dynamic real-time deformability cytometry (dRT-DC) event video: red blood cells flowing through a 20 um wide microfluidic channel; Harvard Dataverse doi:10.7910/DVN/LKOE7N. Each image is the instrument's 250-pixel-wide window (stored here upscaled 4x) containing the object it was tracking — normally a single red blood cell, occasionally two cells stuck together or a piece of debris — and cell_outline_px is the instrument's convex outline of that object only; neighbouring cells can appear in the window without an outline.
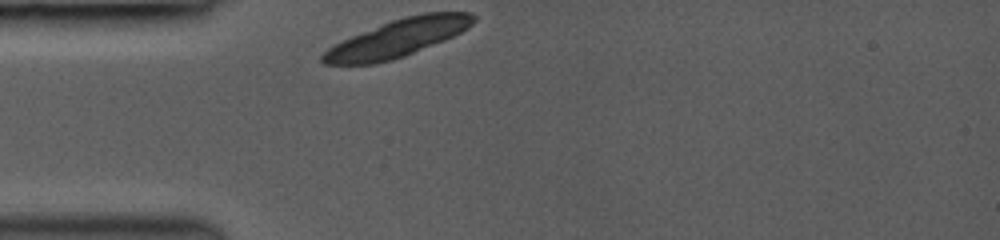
{"species": "common noctule bat (a hibernating species)", "species_latin": "Nyctalus noctula", "temperature_condition": "room temperature", "stored_images_in_passage": 19, "camera_frame_rate_fps": 3000, "um_per_image_px": 0.085, "animal": {"sex": "female", "body_mass_g": 19.0, "forearm_length_mm": 53.3}, "frame": {"image": 1, "passage_image": 1, "time_ms": 0.0, "image_size_px": [1000, 240], "cell_outline_px": [[476, 20], [468, 28], [444, 40], [404, 56], [392, 60], [372, 64], [324, 64], [320, 60], [320, 56], [328, 48], [352, 36], [392, 20], [424, 12], [472, 12], [476, 16]], "centroid_in_image_um": [33.83, 3.24], "position_along_channel_um": 51.2, "area_um2": 32.48}}